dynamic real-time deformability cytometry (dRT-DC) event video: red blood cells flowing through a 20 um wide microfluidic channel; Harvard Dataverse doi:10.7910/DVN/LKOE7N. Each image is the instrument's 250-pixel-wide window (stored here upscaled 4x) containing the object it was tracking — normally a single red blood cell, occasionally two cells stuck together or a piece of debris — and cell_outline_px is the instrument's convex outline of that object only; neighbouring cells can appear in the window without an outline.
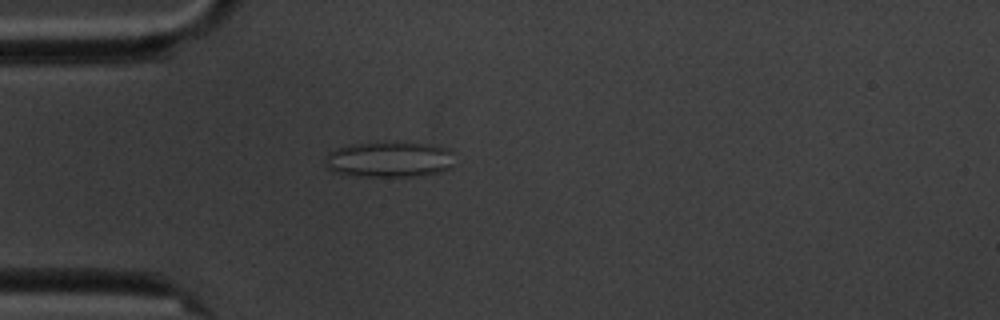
{"species": "common noctule bat (a hibernating species)", "species_latin": "Nyctalus noctula", "temperature_condition": "cold", "stored_images_in_passage": 4, "camera_frame_rate_fps": 3000, "um_per_image_px": 0.085, "animal": {"sex": "male", "body_mass_g": 20.1, "forearm_length_mm": 53.5}, "frame": {"image": 1, "passage_image": 3, "time_ms": 2.333, "image_size_px": [1000, 320], "cell_outline_px": [[452, 152], [448, 168], [440, 172], [412, 176], [360, 176], [336, 172], [328, 168], [324, 164], [324, 156], [328, 152], [336, 148], [348, 144], [376, 140], [432, 144], [452, 148]], "centroid_in_image_um": [33.02, 13.5], "position_along_channel_um": 52.0, "area_um2": 27.51}}